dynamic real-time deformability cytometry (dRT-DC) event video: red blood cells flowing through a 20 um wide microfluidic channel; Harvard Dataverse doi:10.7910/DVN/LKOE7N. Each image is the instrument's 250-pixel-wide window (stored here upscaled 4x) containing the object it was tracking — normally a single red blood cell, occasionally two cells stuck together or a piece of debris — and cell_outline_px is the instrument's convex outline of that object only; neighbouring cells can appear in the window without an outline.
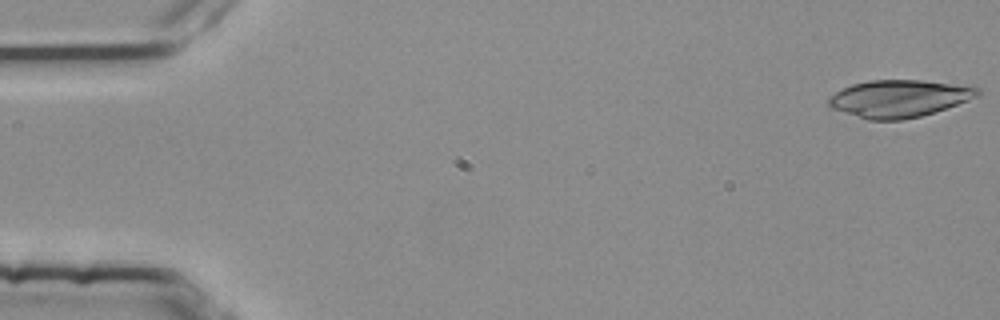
{"species": "common noctule bat (a hibernating species)", "species_latin": "Nyctalus noctula", "temperature_condition": "room temperature", "stored_images_in_passage": 53, "camera_frame_rate_fps": 3000, "um_per_image_px": 0.085, "animal": {"sex": "female", "body_mass_g": 25.1}, "frame": {"image": 1, "passage_image": 1, "time_ms": 0.0, "image_size_px": [1000, 320], "cell_outline_px": [[980, 96], [920, 116], [904, 120], [868, 120], [828, 108], [828, 96], [852, 84], [868, 80], [920, 80], [976, 84], [980, 88]], "centroid_in_image_um": [76.46, 8.35], "position_along_channel_um": 8.5, "area_um2": 32.95}}
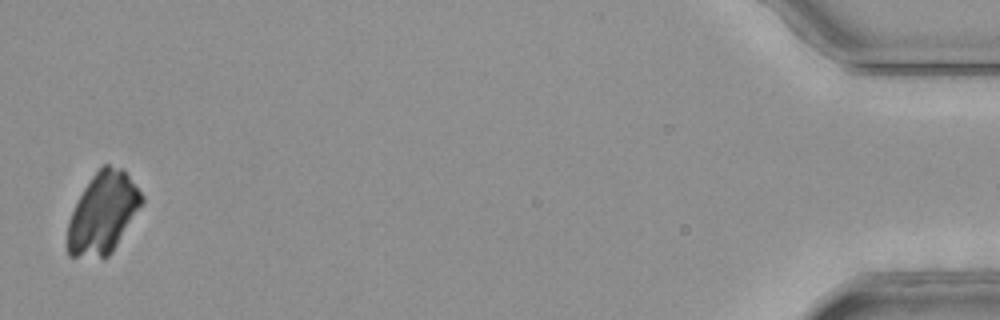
{"frame": {"image": 2, "passage_image": 53, "time_ms": 17.333, "image_size_px": [1000, 320], "cell_outline_px": [[144, 204], [112, 252], [104, 260], [68, 256], [68, 220], [84, 188], [92, 176], [104, 164], [108, 164], [124, 168], [144, 196]], "centroid_in_image_um": [8.79, 18.13], "position_along_channel_um": 426.4, "area_um2": 35.55}}